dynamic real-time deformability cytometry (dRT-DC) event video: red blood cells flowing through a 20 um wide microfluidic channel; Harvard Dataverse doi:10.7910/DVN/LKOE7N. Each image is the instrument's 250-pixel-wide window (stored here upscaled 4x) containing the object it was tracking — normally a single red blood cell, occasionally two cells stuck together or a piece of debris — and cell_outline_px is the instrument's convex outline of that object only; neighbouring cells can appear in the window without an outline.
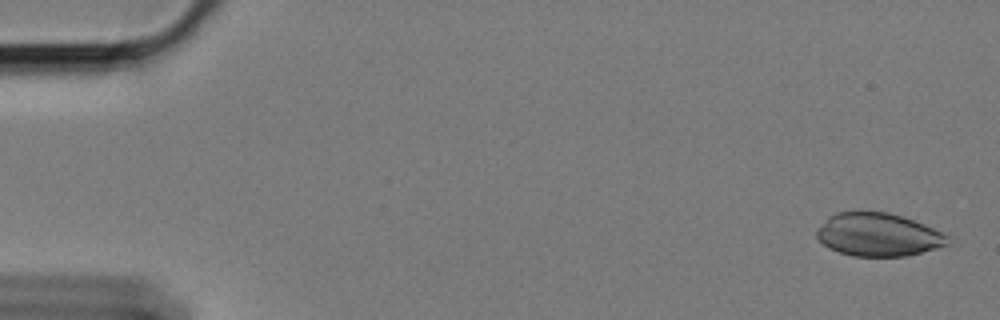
{"species": "Egyptian fruit bat (a non-hibernating species)", "species_latin": "Rousettus aegyptiacus", "temperature_condition": "cold", "stored_images_in_passage": 11, "camera_frame_rate_fps": 3000, "um_per_image_px": 0.085, "animal": {"sex": "female"}, "frame": {"image": 1, "passage_image": 2, "time_ms": 0.333, "image_size_px": [1000, 320], "cell_outline_px": [[952, 236], [948, 244], [936, 248], [904, 256], [852, 256], [840, 252], [824, 244], [816, 236], [816, 232], [828, 216], [836, 212], [888, 212], [912, 220]], "centroid_in_image_um": [74.66, 19.95], "position_along_channel_um": 10.3, "area_um2": 32.48}}